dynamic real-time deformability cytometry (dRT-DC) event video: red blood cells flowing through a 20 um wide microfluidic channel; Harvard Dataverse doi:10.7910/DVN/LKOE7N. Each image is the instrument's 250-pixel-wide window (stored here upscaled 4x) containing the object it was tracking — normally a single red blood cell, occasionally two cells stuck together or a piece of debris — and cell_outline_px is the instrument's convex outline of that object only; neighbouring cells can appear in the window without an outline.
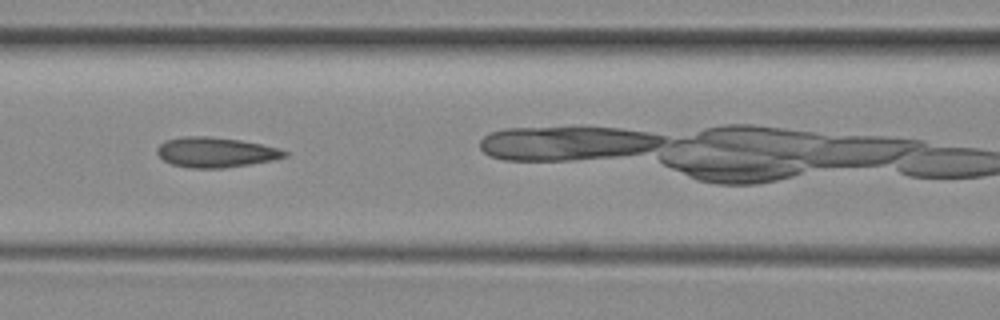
{"species": "common noctule bat (a hibernating species)", "species_latin": "Nyctalus noctula", "temperature_condition": "room temperature", "stored_images_in_passage": 32, "camera_frame_rate_fps": 3000, "um_per_image_px": 0.085, "animal": {"sex": "female", "body_mass_g": 29.2, "forearm_length_mm": 56.3}, "frame": {"image": 1, "passage_image": 8, "time_ms": 2.333, "image_size_px": [1000, 320], "cell_outline_px": [[288, 156], [272, 160], [224, 168], [188, 168], [172, 164], [164, 160], [156, 152], [156, 148], [164, 140], [180, 136], [208, 136], [240, 140], [280, 148], [288, 152]], "centroid_in_image_um": [18.3, 12.94], "position_along_channel_um": 148.3, "area_um2": 22.43}}
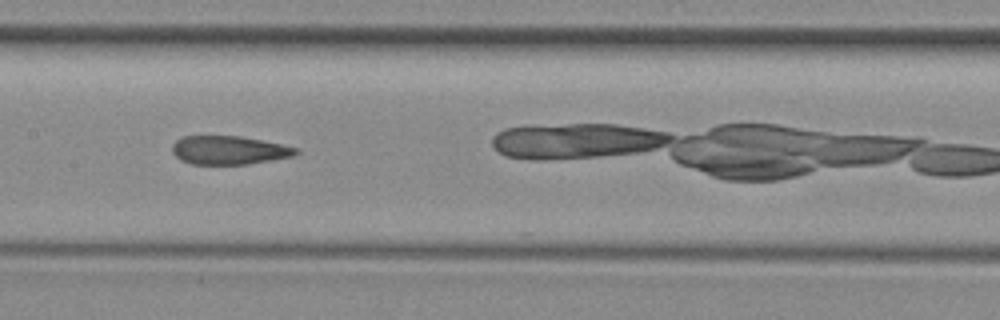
{"frame": {"image": 2, "passage_image": 11, "time_ms": 3.333, "image_size_px": [1000, 320], "cell_outline_px": [[300, 152], [292, 156], [248, 164], [192, 164], [180, 160], [172, 152], [172, 144], [176, 140], [184, 136], [240, 136], [300, 148]], "centroid_in_image_um": [19.45, 12.76], "position_along_channel_um": 188.0, "area_um2": 20.52}, "authors_computed_cell_mechanics": {"area_um2": 21.4149, "velocity_mm_per_s": 3.979, "shape_relaxation_time_tau1_ms": null, "shape_relaxation_time_tau2_ms": 2.3456, "deformation_change_tau1": null, "deformation_change_tau2": 0.1008}}